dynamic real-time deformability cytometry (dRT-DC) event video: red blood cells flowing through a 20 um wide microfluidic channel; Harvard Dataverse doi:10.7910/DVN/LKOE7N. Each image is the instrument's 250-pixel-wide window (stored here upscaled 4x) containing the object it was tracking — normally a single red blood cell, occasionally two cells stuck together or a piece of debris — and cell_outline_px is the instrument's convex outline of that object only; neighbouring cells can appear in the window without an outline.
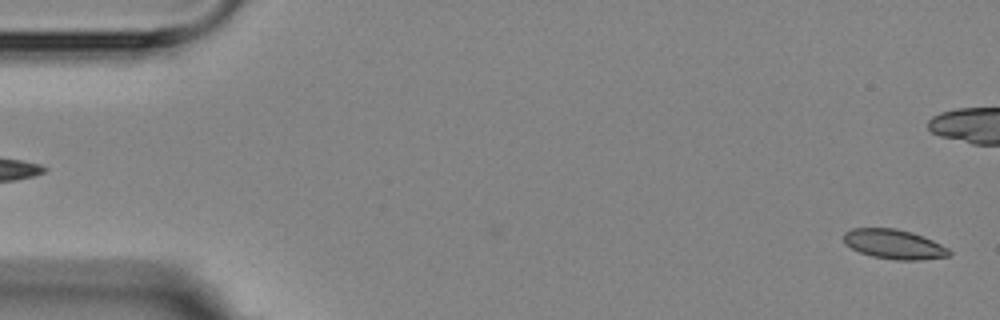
{"species": "Egyptian fruit bat (a non-hibernating species)", "species_latin": "Rousettus aegyptiacus", "temperature_condition": "room temperature", "stored_images_in_passage": 8, "camera_frame_rate_fps": 3000, "um_per_image_px": 0.085, "animal": {"sex": "female"}, "frame": {"image": 1, "passage_image": 1, "time_ms": 0.0, "image_size_px": [1000, 320], "cell_outline_px": [[952, 256], [920, 260], [896, 260], [872, 256], [860, 252], [844, 244], [844, 232], [852, 228], [896, 228], [912, 232], [924, 236], [948, 248], [952, 252]], "centroid_in_image_um": [76.01, 20.76], "position_along_channel_um": 9.0, "area_um2": 18.32}}